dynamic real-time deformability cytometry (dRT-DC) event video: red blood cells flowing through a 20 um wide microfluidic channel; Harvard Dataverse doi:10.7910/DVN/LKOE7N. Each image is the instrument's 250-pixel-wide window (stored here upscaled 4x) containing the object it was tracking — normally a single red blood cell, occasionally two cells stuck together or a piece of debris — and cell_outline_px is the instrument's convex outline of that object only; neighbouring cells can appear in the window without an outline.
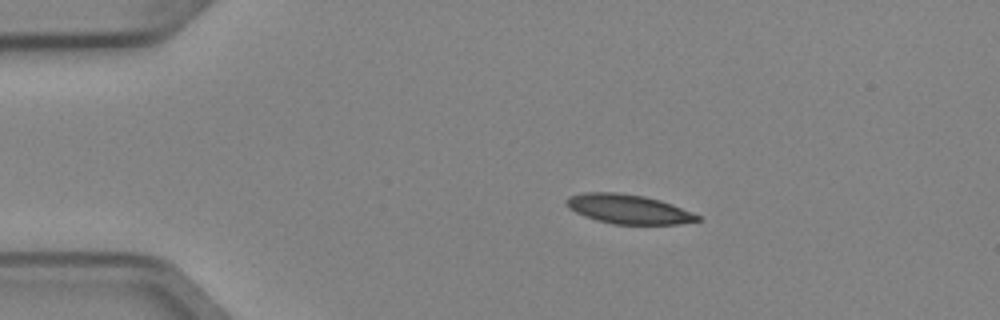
{"species": "Egyptian fruit bat (a non-hibernating species)", "species_latin": "Rousettus aegyptiacus", "temperature_condition": "cold", "stored_images_in_passage": 5, "camera_frame_rate_fps": 3000, "um_per_image_px": 0.085, "animal": {"sex": "female"}, "frame": {"image": 1, "passage_image": 2, "time_ms": 0.333, "image_size_px": [1000, 320], "cell_outline_px": [[700, 220], [676, 224], [612, 224], [596, 220], [576, 212], [568, 208], [564, 200], [568, 196], [584, 192], [616, 192], [644, 196], [660, 200], [672, 204], [692, 212], [700, 216]], "centroid_in_image_um": [53.37, 17.76], "position_along_channel_um": 31.6, "area_um2": 22.37}}
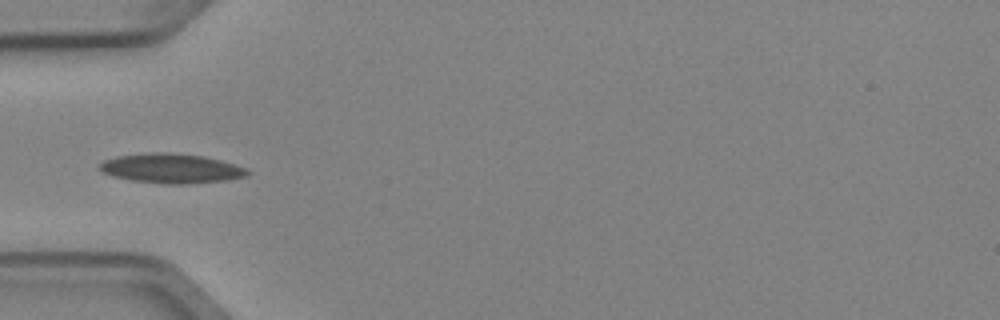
{"frame": {"image": 2, "passage_image": 4, "time_ms": 1.0, "image_size_px": [1000, 320], "cell_outline_px": [[252, 172], [248, 176], [228, 180], [184, 184], [168, 184], [132, 180], [112, 176], [100, 172], [100, 164], [104, 160], [120, 156], [152, 152], [168, 152], [200, 156], [220, 160], [248, 168]], "centroid_in_image_um": [14.6, 14.32], "position_along_channel_um": 70.4, "area_um2": 25.37}}
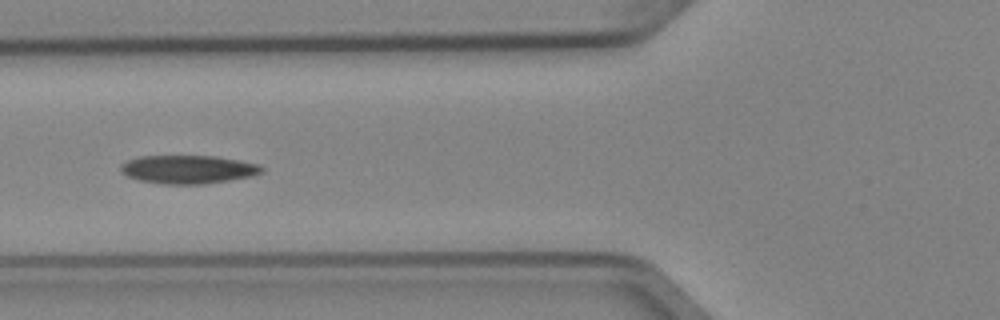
{"frame": {"image": 3, "passage_image": 5, "time_ms": 1.333, "image_size_px": [1000, 320], "cell_outline_px": [[264, 172], [252, 176], [204, 184], [164, 184], [140, 180], [128, 176], [120, 168], [120, 164], [128, 160], [140, 156], [216, 156], [240, 160], [260, 164], [264, 168]], "centroid_in_image_um": [16.04, 14.39], "position_along_channel_um": 109.8, "area_um2": 23.29}}